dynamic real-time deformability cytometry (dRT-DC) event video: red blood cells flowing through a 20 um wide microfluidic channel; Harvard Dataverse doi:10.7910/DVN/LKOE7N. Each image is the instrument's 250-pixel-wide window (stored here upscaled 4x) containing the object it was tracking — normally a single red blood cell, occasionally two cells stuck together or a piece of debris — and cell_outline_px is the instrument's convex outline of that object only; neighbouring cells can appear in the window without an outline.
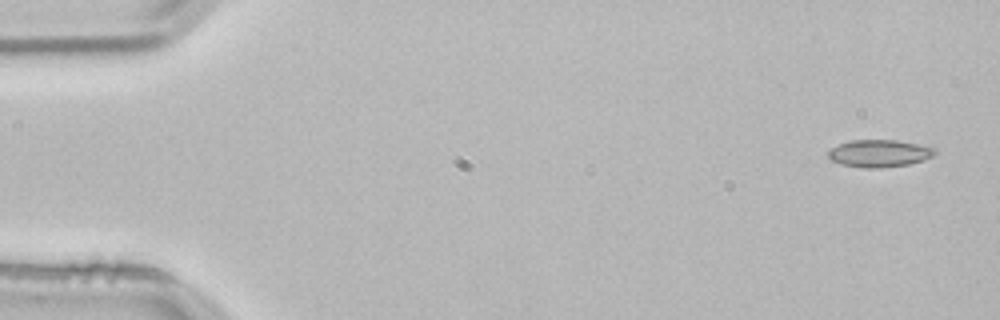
{"species": "common noctule bat (a hibernating species)", "species_latin": "Nyctalus noctula", "temperature_condition": "room temperature", "stored_images_in_passage": 4, "camera_frame_rate_fps": 3000, "um_per_image_px": 0.085, "animal": {"sex": "male", "body_mass_g": 21.5, "forearm_length_mm": 52.0}, "frame": {"image": 1, "passage_image": 1, "time_ms": 0.0, "image_size_px": [1000, 320], "cell_outline_px": [[936, 152], [932, 156], [924, 160], [908, 164], [880, 168], [864, 168], [840, 164], [832, 160], [828, 156], [828, 152], [832, 148], [840, 144], [852, 140], [896, 140], [936, 148]], "centroid_in_image_um": [74.74, 13.04], "position_along_channel_um": 10.3, "area_um2": 16.82}}
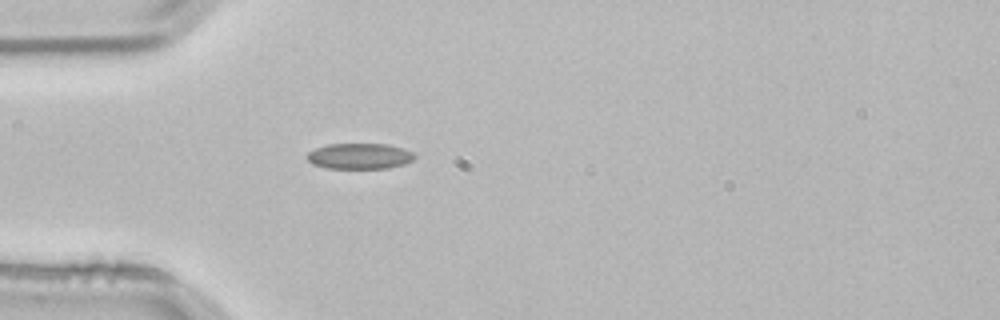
{"frame": {"image": 2, "passage_image": 4, "time_ms": 1.0, "image_size_px": [1000, 320], "cell_outline_px": [[416, 156], [412, 160], [404, 164], [388, 168], [328, 168], [312, 164], [308, 160], [308, 152], [316, 148], [328, 144], [388, 144], [412, 152]], "centroid_in_image_um": [30.56, 13.27], "position_along_channel_um": 54.4, "area_um2": 15.95}}